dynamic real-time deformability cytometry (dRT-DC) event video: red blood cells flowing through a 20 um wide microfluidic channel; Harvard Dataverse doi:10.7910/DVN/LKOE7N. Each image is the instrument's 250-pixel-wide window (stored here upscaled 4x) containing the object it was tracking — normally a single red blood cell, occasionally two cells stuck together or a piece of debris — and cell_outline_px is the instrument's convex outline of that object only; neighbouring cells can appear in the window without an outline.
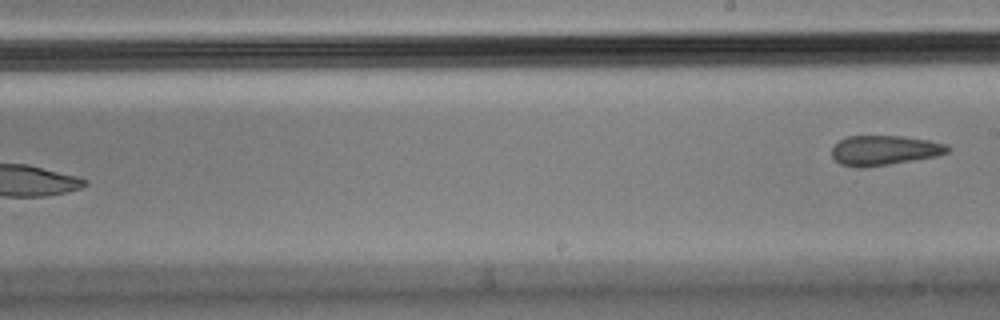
{"species": "Egyptian fruit bat (a non-hibernating species)", "species_latin": "Rousettus aegyptiacus", "temperature_condition": "cold", "stored_images_in_passage": 9, "segment_of_instrument_passage": [2, 2], "camera_frame_rate_fps": 3000, "um_per_image_px": 0.085, "animal": {"sex": "male"}, "frame": {"image": 1, "passage_image": 9, "time_ms": 2.667, "image_size_px": [1000, 320], "cell_outline_px": [[952, 148], [948, 152], [936, 156], [864, 168], [856, 168], [840, 164], [832, 156], [832, 148], [840, 140], [848, 136], [900, 136], [928, 140], [948, 144]], "centroid_in_image_um": [75.17, 12.78], "position_along_channel_um": 213.8, "area_um2": 20.06}}